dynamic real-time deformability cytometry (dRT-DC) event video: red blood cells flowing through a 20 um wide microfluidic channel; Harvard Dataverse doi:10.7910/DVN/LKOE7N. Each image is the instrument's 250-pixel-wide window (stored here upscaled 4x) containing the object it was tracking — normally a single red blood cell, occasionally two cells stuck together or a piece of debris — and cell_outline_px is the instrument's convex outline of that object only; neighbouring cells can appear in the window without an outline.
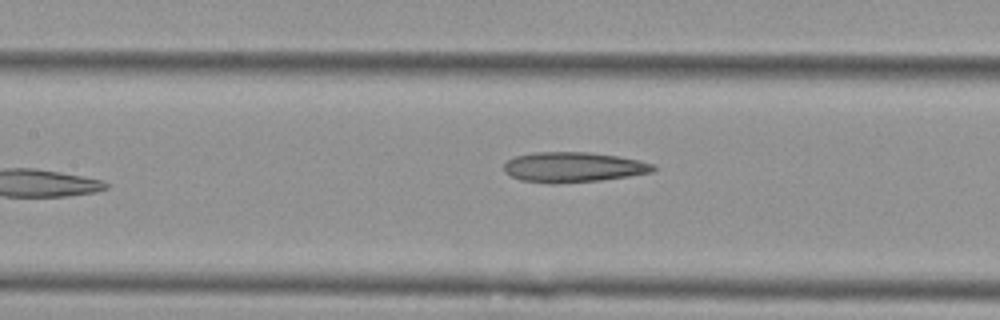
{"species": "Egyptian fruit bat (a non-hibernating species)", "species_latin": "Rousettus aegyptiacus", "temperature_condition": "cold", "stored_images_in_passage": 8, "camera_frame_rate_fps": 3000, "um_per_image_px": 0.085, "animal": {"sex": "female"}, "frame": {"image": 1, "passage_image": 8, "time_ms": 2.333, "image_size_px": [1000, 320], "cell_outline_px": [[656, 168], [652, 172], [628, 176], [600, 180], [556, 184], [548, 184], [520, 180], [504, 172], [504, 164], [508, 160], [516, 156], [536, 152], [588, 152], [616, 156], [640, 160], [656, 164]], "centroid_in_image_um": [48.73, 14.21], "position_along_channel_um": 158.7, "area_um2": 26.3}}